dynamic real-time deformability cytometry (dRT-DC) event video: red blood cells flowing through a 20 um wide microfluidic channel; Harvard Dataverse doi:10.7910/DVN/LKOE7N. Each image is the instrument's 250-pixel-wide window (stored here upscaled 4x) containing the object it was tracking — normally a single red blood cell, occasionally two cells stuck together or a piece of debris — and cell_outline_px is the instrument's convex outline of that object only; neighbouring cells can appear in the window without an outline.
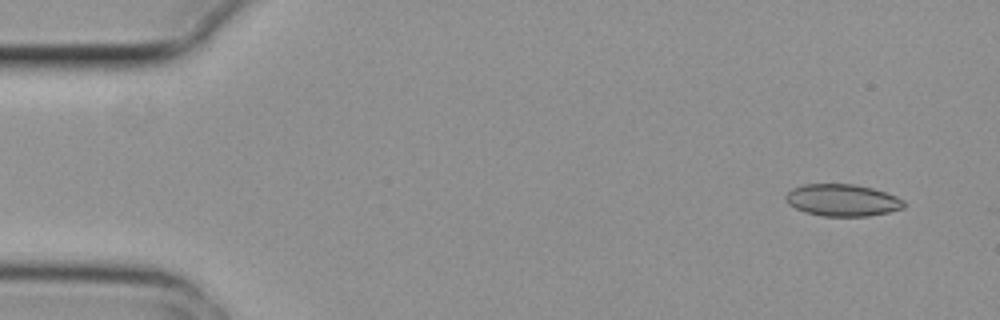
{"species": "common noctule bat (a hibernating species)", "species_latin": "Nyctalus noctula", "temperature_condition": "cold", "stored_images_in_passage": 4, "camera_frame_rate_fps": 3000, "um_per_image_px": 0.085, "animal": {"sex": "female", "body_mass_g": 29.2, "forearm_length_mm": 56.3}, "frame": {"image": 1, "passage_image": 1, "time_ms": 0.0, "image_size_px": [1000, 320], "cell_outline_px": [[904, 208], [888, 212], [868, 216], [824, 216], [804, 212], [788, 204], [784, 200], [784, 196], [792, 188], [804, 184], [856, 184], [872, 188], [896, 196], [904, 200]], "centroid_in_image_um": [71.57, 17.01], "position_along_channel_um": 13.4, "area_um2": 22.08}}